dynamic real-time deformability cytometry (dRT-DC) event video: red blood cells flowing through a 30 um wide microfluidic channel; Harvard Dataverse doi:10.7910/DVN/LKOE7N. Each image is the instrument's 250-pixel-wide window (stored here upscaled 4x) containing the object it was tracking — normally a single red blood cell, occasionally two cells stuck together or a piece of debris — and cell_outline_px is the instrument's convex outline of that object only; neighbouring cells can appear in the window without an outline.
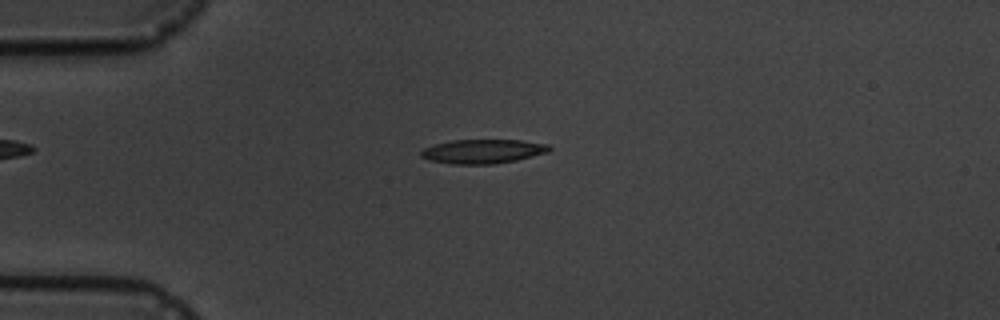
{"species": "common noctule bat (a hibernating species)", "species_latin": "Nyctalus noctula", "temperature_condition": "cold", "stored_images_in_passage": 5, "camera_frame_rate_fps": 3000, "um_per_image_px": 0.085, "animal": {"sex": "male", "body_mass_g": 19.5, "forearm_length_mm": 54.6}, "frame": {"image": 1, "passage_image": 3, "time_ms": 3.333, "image_size_px": [1000, 320], "cell_outline_px": [[552, 148], [548, 152], [516, 160], [492, 164], [452, 164], [428, 160], [420, 156], [420, 152], [424, 148], [436, 144], [452, 140], [520, 140], [548, 144]], "centroid_in_image_um": [41.03, 12.86], "position_along_channel_um": 44.0, "area_um2": 17.98}}
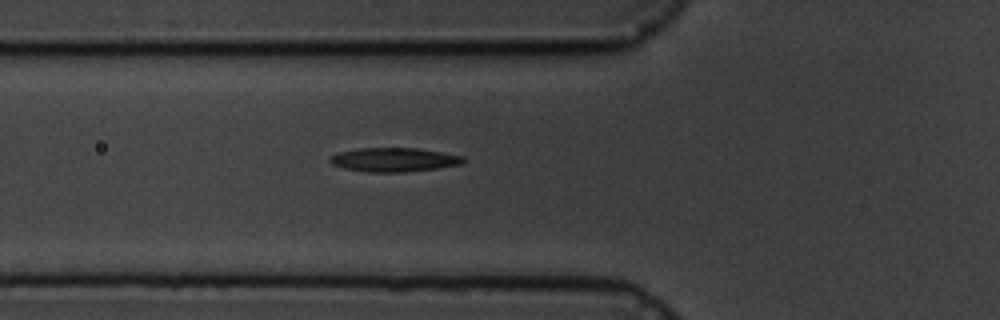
{"frame": {"image": 2, "passage_image": 5, "time_ms": 5.333, "image_size_px": [1000, 320], "cell_outline_px": [[464, 160], [460, 164], [436, 168], [404, 172], [368, 172], [344, 168], [332, 164], [328, 160], [328, 156], [340, 152], [356, 148], [416, 148], [464, 156]], "centroid_in_image_um": [33.43, 13.57], "position_along_channel_um": 92.4, "area_um2": 18.5}}